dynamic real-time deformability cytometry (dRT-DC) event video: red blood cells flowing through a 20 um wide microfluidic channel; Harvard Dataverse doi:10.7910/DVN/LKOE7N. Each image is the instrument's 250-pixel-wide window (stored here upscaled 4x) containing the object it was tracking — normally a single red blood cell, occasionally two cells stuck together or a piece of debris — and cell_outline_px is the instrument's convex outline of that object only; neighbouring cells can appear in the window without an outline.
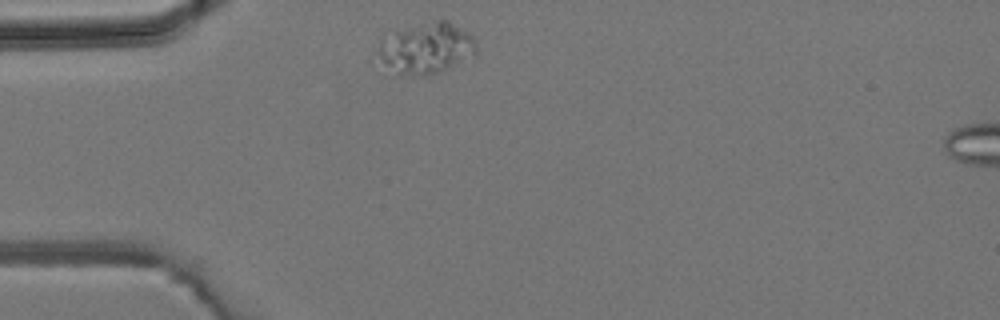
{"species": "common noctule bat (a hibernating species)", "species_latin": "Nyctalus noctula", "temperature_condition": "room temperature", "stored_images_in_passage": 2, "camera_frame_rate_fps": 3000, "um_per_image_px": 0.085, "animal": {"sex": "male", "body_mass_g": 19.2, "forearm_length_mm": 51.8}, "frame": {"image": 1, "passage_image": 1, "time_ms": 0.0, "image_size_px": [1000, 320], "cell_outline_px": [[476, 52], [436, 72], [424, 76], [384, 76], [376, 52], [380, 36], [420, 24], [440, 20], [448, 20], [468, 32], [476, 40]], "centroid_in_image_um": [36.03, 4.15], "position_along_channel_um": 49.0, "area_um2": 29.88}}